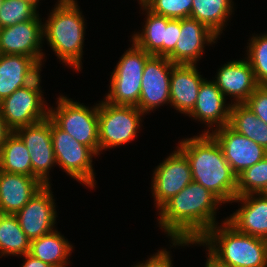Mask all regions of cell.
Segmentation results:
<instances>
[{
	"mask_svg": "<svg viewBox=\"0 0 267 267\" xmlns=\"http://www.w3.org/2000/svg\"><path fill=\"white\" fill-rule=\"evenodd\" d=\"M222 201L211 191L192 181L158 211V225L172 246H191L217 225L216 211Z\"/></svg>",
	"mask_w": 267,
	"mask_h": 267,
	"instance_id": "6da1fadb",
	"label": "cell"
},
{
	"mask_svg": "<svg viewBox=\"0 0 267 267\" xmlns=\"http://www.w3.org/2000/svg\"><path fill=\"white\" fill-rule=\"evenodd\" d=\"M190 164L192 180L211 191L224 204L236 198L237 176L210 134L184 138L177 146Z\"/></svg>",
	"mask_w": 267,
	"mask_h": 267,
	"instance_id": "7a4b0ae2",
	"label": "cell"
},
{
	"mask_svg": "<svg viewBox=\"0 0 267 267\" xmlns=\"http://www.w3.org/2000/svg\"><path fill=\"white\" fill-rule=\"evenodd\" d=\"M77 0H57L43 23V40L69 68L82 69L86 22Z\"/></svg>",
	"mask_w": 267,
	"mask_h": 267,
	"instance_id": "3957f363",
	"label": "cell"
},
{
	"mask_svg": "<svg viewBox=\"0 0 267 267\" xmlns=\"http://www.w3.org/2000/svg\"><path fill=\"white\" fill-rule=\"evenodd\" d=\"M208 230L195 245L206 247L229 267H267V240L238 232L226 219Z\"/></svg>",
	"mask_w": 267,
	"mask_h": 267,
	"instance_id": "277c9868",
	"label": "cell"
},
{
	"mask_svg": "<svg viewBox=\"0 0 267 267\" xmlns=\"http://www.w3.org/2000/svg\"><path fill=\"white\" fill-rule=\"evenodd\" d=\"M57 107H49V118L78 143L99 155L98 106L87 107L67 95L57 98Z\"/></svg>",
	"mask_w": 267,
	"mask_h": 267,
	"instance_id": "5b68a950",
	"label": "cell"
},
{
	"mask_svg": "<svg viewBox=\"0 0 267 267\" xmlns=\"http://www.w3.org/2000/svg\"><path fill=\"white\" fill-rule=\"evenodd\" d=\"M120 57L110 77L104 100L114 105L138 106L146 60L151 56L132 41Z\"/></svg>",
	"mask_w": 267,
	"mask_h": 267,
	"instance_id": "8992f818",
	"label": "cell"
},
{
	"mask_svg": "<svg viewBox=\"0 0 267 267\" xmlns=\"http://www.w3.org/2000/svg\"><path fill=\"white\" fill-rule=\"evenodd\" d=\"M136 106L114 105L104 99L98 106L99 155L136 139L142 116Z\"/></svg>",
	"mask_w": 267,
	"mask_h": 267,
	"instance_id": "52a82bcc",
	"label": "cell"
},
{
	"mask_svg": "<svg viewBox=\"0 0 267 267\" xmlns=\"http://www.w3.org/2000/svg\"><path fill=\"white\" fill-rule=\"evenodd\" d=\"M41 74L30 84L18 88L0 102V112L8 128L15 132L49 117V106L43 98Z\"/></svg>",
	"mask_w": 267,
	"mask_h": 267,
	"instance_id": "ba28073f",
	"label": "cell"
},
{
	"mask_svg": "<svg viewBox=\"0 0 267 267\" xmlns=\"http://www.w3.org/2000/svg\"><path fill=\"white\" fill-rule=\"evenodd\" d=\"M51 135L56 165L80 184L91 189L96 187L92 158L97 155L88 146L78 143L70 134L60 129L52 120Z\"/></svg>",
	"mask_w": 267,
	"mask_h": 267,
	"instance_id": "9c48e42d",
	"label": "cell"
},
{
	"mask_svg": "<svg viewBox=\"0 0 267 267\" xmlns=\"http://www.w3.org/2000/svg\"><path fill=\"white\" fill-rule=\"evenodd\" d=\"M176 148L153 171L151 192L157 210L193 181L186 155Z\"/></svg>",
	"mask_w": 267,
	"mask_h": 267,
	"instance_id": "30bf717a",
	"label": "cell"
},
{
	"mask_svg": "<svg viewBox=\"0 0 267 267\" xmlns=\"http://www.w3.org/2000/svg\"><path fill=\"white\" fill-rule=\"evenodd\" d=\"M15 133L25 143L31 156L32 177L43 185H51L50 170L56 166L52 146L51 119L48 117L35 124L21 127Z\"/></svg>",
	"mask_w": 267,
	"mask_h": 267,
	"instance_id": "8fae6325",
	"label": "cell"
},
{
	"mask_svg": "<svg viewBox=\"0 0 267 267\" xmlns=\"http://www.w3.org/2000/svg\"><path fill=\"white\" fill-rule=\"evenodd\" d=\"M173 64L167 57L156 55H151L146 60L137 106L144 114L151 113L164 104H170V78Z\"/></svg>",
	"mask_w": 267,
	"mask_h": 267,
	"instance_id": "7c38bea8",
	"label": "cell"
},
{
	"mask_svg": "<svg viewBox=\"0 0 267 267\" xmlns=\"http://www.w3.org/2000/svg\"><path fill=\"white\" fill-rule=\"evenodd\" d=\"M38 15L33 20L0 28V54L25 55L44 64L43 22ZM43 61V62H42Z\"/></svg>",
	"mask_w": 267,
	"mask_h": 267,
	"instance_id": "4fadbf2b",
	"label": "cell"
},
{
	"mask_svg": "<svg viewBox=\"0 0 267 267\" xmlns=\"http://www.w3.org/2000/svg\"><path fill=\"white\" fill-rule=\"evenodd\" d=\"M51 185H44L28 203L15 214L21 229L30 239L39 238L55 230L56 203Z\"/></svg>",
	"mask_w": 267,
	"mask_h": 267,
	"instance_id": "5bb4252c",
	"label": "cell"
},
{
	"mask_svg": "<svg viewBox=\"0 0 267 267\" xmlns=\"http://www.w3.org/2000/svg\"><path fill=\"white\" fill-rule=\"evenodd\" d=\"M210 135L220 145L224 158L236 176L267 156V150L235 132L229 125L217 128Z\"/></svg>",
	"mask_w": 267,
	"mask_h": 267,
	"instance_id": "9a60e30c",
	"label": "cell"
},
{
	"mask_svg": "<svg viewBox=\"0 0 267 267\" xmlns=\"http://www.w3.org/2000/svg\"><path fill=\"white\" fill-rule=\"evenodd\" d=\"M217 38L220 36L202 22L191 17L180 19L177 44L167 58L174 64L197 65L204 47L216 43Z\"/></svg>",
	"mask_w": 267,
	"mask_h": 267,
	"instance_id": "2e32d148",
	"label": "cell"
},
{
	"mask_svg": "<svg viewBox=\"0 0 267 267\" xmlns=\"http://www.w3.org/2000/svg\"><path fill=\"white\" fill-rule=\"evenodd\" d=\"M245 59L246 57L223 64L213 80L225 98H233L232 105L245 103L259 86L249 61Z\"/></svg>",
	"mask_w": 267,
	"mask_h": 267,
	"instance_id": "e0dca14e",
	"label": "cell"
},
{
	"mask_svg": "<svg viewBox=\"0 0 267 267\" xmlns=\"http://www.w3.org/2000/svg\"><path fill=\"white\" fill-rule=\"evenodd\" d=\"M225 103L226 98L216 83L205 79L200 86L195 106L187 116L206 124L207 130L204 129L203 134H210L213 129L229 123L232 104ZM214 126L215 128H213Z\"/></svg>",
	"mask_w": 267,
	"mask_h": 267,
	"instance_id": "ac0fdd59",
	"label": "cell"
},
{
	"mask_svg": "<svg viewBox=\"0 0 267 267\" xmlns=\"http://www.w3.org/2000/svg\"><path fill=\"white\" fill-rule=\"evenodd\" d=\"M232 202L241 206L226 221L240 233L267 240V198L252 193L238 196Z\"/></svg>",
	"mask_w": 267,
	"mask_h": 267,
	"instance_id": "d6986e66",
	"label": "cell"
},
{
	"mask_svg": "<svg viewBox=\"0 0 267 267\" xmlns=\"http://www.w3.org/2000/svg\"><path fill=\"white\" fill-rule=\"evenodd\" d=\"M197 65L173 64L170 78V105L186 116L193 110L200 86L207 79Z\"/></svg>",
	"mask_w": 267,
	"mask_h": 267,
	"instance_id": "ffe728a7",
	"label": "cell"
},
{
	"mask_svg": "<svg viewBox=\"0 0 267 267\" xmlns=\"http://www.w3.org/2000/svg\"><path fill=\"white\" fill-rule=\"evenodd\" d=\"M41 67L32 57L0 54V102L35 80L41 73Z\"/></svg>",
	"mask_w": 267,
	"mask_h": 267,
	"instance_id": "44dd1931",
	"label": "cell"
},
{
	"mask_svg": "<svg viewBox=\"0 0 267 267\" xmlns=\"http://www.w3.org/2000/svg\"><path fill=\"white\" fill-rule=\"evenodd\" d=\"M43 186L35 177L0 171L1 214L15 215Z\"/></svg>",
	"mask_w": 267,
	"mask_h": 267,
	"instance_id": "7402d4cb",
	"label": "cell"
},
{
	"mask_svg": "<svg viewBox=\"0 0 267 267\" xmlns=\"http://www.w3.org/2000/svg\"><path fill=\"white\" fill-rule=\"evenodd\" d=\"M72 251V244L55 229L31 240L29 254L53 267H66V265L71 264L68 257Z\"/></svg>",
	"mask_w": 267,
	"mask_h": 267,
	"instance_id": "603a6c76",
	"label": "cell"
},
{
	"mask_svg": "<svg viewBox=\"0 0 267 267\" xmlns=\"http://www.w3.org/2000/svg\"><path fill=\"white\" fill-rule=\"evenodd\" d=\"M233 0H192L190 17L221 36L234 10Z\"/></svg>",
	"mask_w": 267,
	"mask_h": 267,
	"instance_id": "cb8c5ba5",
	"label": "cell"
},
{
	"mask_svg": "<svg viewBox=\"0 0 267 267\" xmlns=\"http://www.w3.org/2000/svg\"><path fill=\"white\" fill-rule=\"evenodd\" d=\"M145 11L146 21L140 32H134L132 41L150 55L163 57V41H165L167 17L149 11L144 5L140 7Z\"/></svg>",
	"mask_w": 267,
	"mask_h": 267,
	"instance_id": "d4e9b609",
	"label": "cell"
},
{
	"mask_svg": "<svg viewBox=\"0 0 267 267\" xmlns=\"http://www.w3.org/2000/svg\"><path fill=\"white\" fill-rule=\"evenodd\" d=\"M0 171L32 177L31 156L15 132L6 138L0 148Z\"/></svg>",
	"mask_w": 267,
	"mask_h": 267,
	"instance_id": "484cf974",
	"label": "cell"
},
{
	"mask_svg": "<svg viewBox=\"0 0 267 267\" xmlns=\"http://www.w3.org/2000/svg\"><path fill=\"white\" fill-rule=\"evenodd\" d=\"M228 125L267 150V124L244 103L231 106Z\"/></svg>",
	"mask_w": 267,
	"mask_h": 267,
	"instance_id": "4316f807",
	"label": "cell"
},
{
	"mask_svg": "<svg viewBox=\"0 0 267 267\" xmlns=\"http://www.w3.org/2000/svg\"><path fill=\"white\" fill-rule=\"evenodd\" d=\"M31 240L21 229L17 217L12 214H0V258L18 256L30 252Z\"/></svg>",
	"mask_w": 267,
	"mask_h": 267,
	"instance_id": "83f0119b",
	"label": "cell"
},
{
	"mask_svg": "<svg viewBox=\"0 0 267 267\" xmlns=\"http://www.w3.org/2000/svg\"><path fill=\"white\" fill-rule=\"evenodd\" d=\"M250 42V43H249ZM246 59L249 61L258 85H267V34L249 39Z\"/></svg>",
	"mask_w": 267,
	"mask_h": 267,
	"instance_id": "f1b7e54d",
	"label": "cell"
},
{
	"mask_svg": "<svg viewBox=\"0 0 267 267\" xmlns=\"http://www.w3.org/2000/svg\"><path fill=\"white\" fill-rule=\"evenodd\" d=\"M267 184V156L237 176L236 197L260 193Z\"/></svg>",
	"mask_w": 267,
	"mask_h": 267,
	"instance_id": "f546056e",
	"label": "cell"
},
{
	"mask_svg": "<svg viewBox=\"0 0 267 267\" xmlns=\"http://www.w3.org/2000/svg\"><path fill=\"white\" fill-rule=\"evenodd\" d=\"M37 8L25 0H4L0 7V28L35 19Z\"/></svg>",
	"mask_w": 267,
	"mask_h": 267,
	"instance_id": "4dcf8cb0",
	"label": "cell"
},
{
	"mask_svg": "<svg viewBox=\"0 0 267 267\" xmlns=\"http://www.w3.org/2000/svg\"><path fill=\"white\" fill-rule=\"evenodd\" d=\"M144 6L154 14L169 19L190 17L192 0H148Z\"/></svg>",
	"mask_w": 267,
	"mask_h": 267,
	"instance_id": "1f68e13d",
	"label": "cell"
},
{
	"mask_svg": "<svg viewBox=\"0 0 267 267\" xmlns=\"http://www.w3.org/2000/svg\"><path fill=\"white\" fill-rule=\"evenodd\" d=\"M244 104L267 124V85H259Z\"/></svg>",
	"mask_w": 267,
	"mask_h": 267,
	"instance_id": "d6a6232c",
	"label": "cell"
},
{
	"mask_svg": "<svg viewBox=\"0 0 267 267\" xmlns=\"http://www.w3.org/2000/svg\"><path fill=\"white\" fill-rule=\"evenodd\" d=\"M180 34V19L167 18L165 41H163V57H168L175 49Z\"/></svg>",
	"mask_w": 267,
	"mask_h": 267,
	"instance_id": "836d02e7",
	"label": "cell"
},
{
	"mask_svg": "<svg viewBox=\"0 0 267 267\" xmlns=\"http://www.w3.org/2000/svg\"><path fill=\"white\" fill-rule=\"evenodd\" d=\"M169 250L161 249L156 252L150 258H148L144 262H138L136 265L132 267H173L171 258V254H169Z\"/></svg>",
	"mask_w": 267,
	"mask_h": 267,
	"instance_id": "e575fe53",
	"label": "cell"
},
{
	"mask_svg": "<svg viewBox=\"0 0 267 267\" xmlns=\"http://www.w3.org/2000/svg\"><path fill=\"white\" fill-rule=\"evenodd\" d=\"M25 258L23 261V265L21 267H53L50 264H47L39 259L34 258L31 254L22 255Z\"/></svg>",
	"mask_w": 267,
	"mask_h": 267,
	"instance_id": "d590c367",
	"label": "cell"
},
{
	"mask_svg": "<svg viewBox=\"0 0 267 267\" xmlns=\"http://www.w3.org/2000/svg\"><path fill=\"white\" fill-rule=\"evenodd\" d=\"M12 133V131L6 125L4 118L0 112V148L2 144L5 142L6 138Z\"/></svg>",
	"mask_w": 267,
	"mask_h": 267,
	"instance_id": "8d00e7d4",
	"label": "cell"
},
{
	"mask_svg": "<svg viewBox=\"0 0 267 267\" xmlns=\"http://www.w3.org/2000/svg\"><path fill=\"white\" fill-rule=\"evenodd\" d=\"M207 256L208 257H207V260H206L205 267H229V266L223 265L220 262H218L209 253H207Z\"/></svg>",
	"mask_w": 267,
	"mask_h": 267,
	"instance_id": "74e56055",
	"label": "cell"
},
{
	"mask_svg": "<svg viewBox=\"0 0 267 267\" xmlns=\"http://www.w3.org/2000/svg\"><path fill=\"white\" fill-rule=\"evenodd\" d=\"M30 2L32 5H34L36 8H38V5L40 4V0H25Z\"/></svg>",
	"mask_w": 267,
	"mask_h": 267,
	"instance_id": "f35d334b",
	"label": "cell"
},
{
	"mask_svg": "<svg viewBox=\"0 0 267 267\" xmlns=\"http://www.w3.org/2000/svg\"><path fill=\"white\" fill-rule=\"evenodd\" d=\"M260 194H261L262 196H264V197L267 198V184H266V186L264 187V189L260 192Z\"/></svg>",
	"mask_w": 267,
	"mask_h": 267,
	"instance_id": "ab89813d",
	"label": "cell"
},
{
	"mask_svg": "<svg viewBox=\"0 0 267 267\" xmlns=\"http://www.w3.org/2000/svg\"><path fill=\"white\" fill-rule=\"evenodd\" d=\"M148 0H138L139 5H144Z\"/></svg>",
	"mask_w": 267,
	"mask_h": 267,
	"instance_id": "60d3db41",
	"label": "cell"
},
{
	"mask_svg": "<svg viewBox=\"0 0 267 267\" xmlns=\"http://www.w3.org/2000/svg\"><path fill=\"white\" fill-rule=\"evenodd\" d=\"M3 1H4V0H0V7H1V5L3 4Z\"/></svg>",
	"mask_w": 267,
	"mask_h": 267,
	"instance_id": "b9f144b4",
	"label": "cell"
}]
</instances>
